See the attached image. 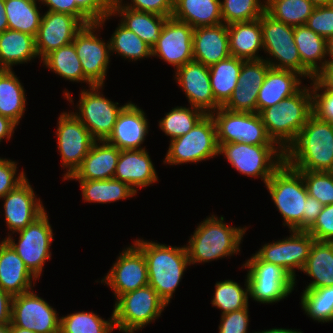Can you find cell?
Listing matches in <instances>:
<instances>
[{"mask_svg": "<svg viewBox=\"0 0 333 333\" xmlns=\"http://www.w3.org/2000/svg\"><path fill=\"white\" fill-rule=\"evenodd\" d=\"M302 271L313 279L304 290L333 286V242L315 240Z\"/></svg>", "mask_w": 333, "mask_h": 333, "instance_id": "obj_33", "label": "cell"}, {"mask_svg": "<svg viewBox=\"0 0 333 333\" xmlns=\"http://www.w3.org/2000/svg\"><path fill=\"white\" fill-rule=\"evenodd\" d=\"M112 16H119L120 23L134 32L151 48L156 44L168 17L125 7H111Z\"/></svg>", "mask_w": 333, "mask_h": 333, "instance_id": "obj_32", "label": "cell"}, {"mask_svg": "<svg viewBox=\"0 0 333 333\" xmlns=\"http://www.w3.org/2000/svg\"><path fill=\"white\" fill-rule=\"evenodd\" d=\"M83 26L75 16L46 11L35 37L38 58L42 60L52 51L72 43L76 33Z\"/></svg>", "mask_w": 333, "mask_h": 333, "instance_id": "obj_20", "label": "cell"}, {"mask_svg": "<svg viewBox=\"0 0 333 333\" xmlns=\"http://www.w3.org/2000/svg\"><path fill=\"white\" fill-rule=\"evenodd\" d=\"M25 91L15 72L0 70V115L11 119L17 125L26 111Z\"/></svg>", "mask_w": 333, "mask_h": 333, "instance_id": "obj_36", "label": "cell"}, {"mask_svg": "<svg viewBox=\"0 0 333 333\" xmlns=\"http://www.w3.org/2000/svg\"><path fill=\"white\" fill-rule=\"evenodd\" d=\"M290 237L264 244L255 255L261 260L284 269L293 279L302 270L315 239L306 230H290Z\"/></svg>", "mask_w": 333, "mask_h": 333, "instance_id": "obj_16", "label": "cell"}, {"mask_svg": "<svg viewBox=\"0 0 333 333\" xmlns=\"http://www.w3.org/2000/svg\"><path fill=\"white\" fill-rule=\"evenodd\" d=\"M231 56L243 60L263 59L258 55L263 49L260 19L227 25Z\"/></svg>", "mask_w": 333, "mask_h": 333, "instance_id": "obj_29", "label": "cell"}, {"mask_svg": "<svg viewBox=\"0 0 333 333\" xmlns=\"http://www.w3.org/2000/svg\"><path fill=\"white\" fill-rule=\"evenodd\" d=\"M134 244L146 259L149 285L168 305L190 265L185 245L169 246L144 239H136Z\"/></svg>", "mask_w": 333, "mask_h": 333, "instance_id": "obj_2", "label": "cell"}, {"mask_svg": "<svg viewBox=\"0 0 333 333\" xmlns=\"http://www.w3.org/2000/svg\"><path fill=\"white\" fill-rule=\"evenodd\" d=\"M297 171L302 175L309 196L324 206L333 204V172Z\"/></svg>", "mask_w": 333, "mask_h": 333, "instance_id": "obj_47", "label": "cell"}, {"mask_svg": "<svg viewBox=\"0 0 333 333\" xmlns=\"http://www.w3.org/2000/svg\"><path fill=\"white\" fill-rule=\"evenodd\" d=\"M115 300L114 326L124 333H135L155 322L167 306L150 285L127 292Z\"/></svg>", "mask_w": 333, "mask_h": 333, "instance_id": "obj_6", "label": "cell"}, {"mask_svg": "<svg viewBox=\"0 0 333 333\" xmlns=\"http://www.w3.org/2000/svg\"><path fill=\"white\" fill-rule=\"evenodd\" d=\"M120 151L106 140L95 141L80 166L67 180L113 179Z\"/></svg>", "mask_w": 333, "mask_h": 333, "instance_id": "obj_26", "label": "cell"}, {"mask_svg": "<svg viewBox=\"0 0 333 333\" xmlns=\"http://www.w3.org/2000/svg\"><path fill=\"white\" fill-rule=\"evenodd\" d=\"M300 305L314 321L333 322V286L303 290Z\"/></svg>", "mask_w": 333, "mask_h": 333, "instance_id": "obj_45", "label": "cell"}, {"mask_svg": "<svg viewBox=\"0 0 333 333\" xmlns=\"http://www.w3.org/2000/svg\"><path fill=\"white\" fill-rule=\"evenodd\" d=\"M249 308L221 315L219 333H248Z\"/></svg>", "mask_w": 333, "mask_h": 333, "instance_id": "obj_55", "label": "cell"}, {"mask_svg": "<svg viewBox=\"0 0 333 333\" xmlns=\"http://www.w3.org/2000/svg\"><path fill=\"white\" fill-rule=\"evenodd\" d=\"M306 231L316 241L333 242V204L323 206L317 219Z\"/></svg>", "mask_w": 333, "mask_h": 333, "instance_id": "obj_52", "label": "cell"}, {"mask_svg": "<svg viewBox=\"0 0 333 333\" xmlns=\"http://www.w3.org/2000/svg\"><path fill=\"white\" fill-rule=\"evenodd\" d=\"M0 333H10V324L0 325Z\"/></svg>", "mask_w": 333, "mask_h": 333, "instance_id": "obj_67", "label": "cell"}, {"mask_svg": "<svg viewBox=\"0 0 333 333\" xmlns=\"http://www.w3.org/2000/svg\"><path fill=\"white\" fill-rule=\"evenodd\" d=\"M175 81L185 92L190 106L205 114L220 108L212 93L209 66L194 60L187 62L175 71Z\"/></svg>", "mask_w": 333, "mask_h": 333, "instance_id": "obj_21", "label": "cell"}, {"mask_svg": "<svg viewBox=\"0 0 333 333\" xmlns=\"http://www.w3.org/2000/svg\"><path fill=\"white\" fill-rule=\"evenodd\" d=\"M193 31L187 23L168 18L152 47V56L163 59L175 70L193 61Z\"/></svg>", "mask_w": 333, "mask_h": 333, "instance_id": "obj_19", "label": "cell"}, {"mask_svg": "<svg viewBox=\"0 0 333 333\" xmlns=\"http://www.w3.org/2000/svg\"><path fill=\"white\" fill-rule=\"evenodd\" d=\"M264 0H222L221 15L224 24L249 22L259 19L265 12Z\"/></svg>", "mask_w": 333, "mask_h": 333, "instance_id": "obj_46", "label": "cell"}, {"mask_svg": "<svg viewBox=\"0 0 333 333\" xmlns=\"http://www.w3.org/2000/svg\"><path fill=\"white\" fill-rule=\"evenodd\" d=\"M59 314L33 289L12 299L11 323L35 333H60Z\"/></svg>", "mask_w": 333, "mask_h": 333, "instance_id": "obj_17", "label": "cell"}, {"mask_svg": "<svg viewBox=\"0 0 333 333\" xmlns=\"http://www.w3.org/2000/svg\"><path fill=\"white\" fill-rule=\"evenodd\" d=\"M284 162L295 170L332 172L333 123L312 114L284 151Z\"/></svg>", "mask_w": 333, "mask_h": 333, "instance_id": "obj_1", "label": "cell"}, {"mask_svg": "<svg viewBox=\"0 0 333 333\" xmlns=\"http://www.w3.org/2000/svg\"><path fill=\"white\" fill-rule=\"evenodd\" d=\"M259 19L263 50L272 57L271 59L266 57L264 60L272 68L293 70L304 78L312 80L315 76L301 63L298 48L294 42V27L276 20L266 11Z\"/></svg>", "mask_w": 333, "mask_h": 333, "instance_id": "obj_7", "label": "cell"}, {"mask_svg": "<svg viewBox=\"0 0 333 333\" xmlns=\"http://www.w3.org/2000/svg\"><path fill=\"white\" fill-rule=\"evenodd\" d=\"M48 217L44 211L31 224L17 231L16 234H19L18 243L11 236L12 233L7 236V242L37 279L43 272L45 262L51 258L50 248L54 234Z\"/></svg>", "mask_w": 333, "mask_h": 333, "instance_id": "obj_12", "label": "cell"}, {"mask_svg": "<svg viewBox=\"0 0 333 333\" xmlns=\"http://www.w3.org/2000/svg\"><path fill=\"white\" fill-rule=\"evenodd\" d=\"M172 17L192 28L221 24V0H174Z\"/></svg>", "mask_w": 333, "mask_h": 333, "instance_id": "obj_31", "label": "cell"}, {"mask_svg": "<svg viewBox=\"0 0 333 333\" xmlns=\"http://www.w3.org/2000/svg\"><path fill=\"white\" fill-rule=\"evenodd\" d=\"M253 333V332H252ZM254 333H303L302 331H298L296 329L292 330V329H286V328H272V329H267V330H263V331H258V332H254Z\"/></svg>", "mask_w": 333, "mask_h": 333, "instance_id": "obj_64", "label": "cell"}, {"mask_svg": "<svg viewBox=\"0 0 333 333\" xmlns=\"http://www.w3.org/2000/svg\"><path fill=\"white\" fill-rule=\"evenodd\" d=\"M315 7L333 4V0H309Z\"/></svg>", "mask_w": 333, "mask_h": 333, "instance_id": "obj_66", "label": "cell"}, {"mask_svg": "<svg viewBox=\"0 0 333 333\" xmlns=\"http://www.w3.org/2000/svg\"><path fill=\"white\" fill-rule=\"evenodd\" d=\"M33 280L37 278L13 247L8 242L4 244L0 249V287L14 297L32 290V284L35 285Z\"/></svg>", "mask_w": 333, "mask_h": 333, "instance_id": "obj_28", "label": "cell"}, {"mask_svg": "<svg viewBox=\"0 0 333 333\" xmlns=\"http://www.w3.org/2000/svg\"><path fill=\"white\" fill-rule=\"evenodd\" d=\"M146 113L131 101L119 113L111 135L106 140L120 150L145 149L141 144L148 134Z\"/></svg>", "mask_w": 333, "mask_h": 333, "instance_id": "obj_23", "label": "cell"}, {"mask_svg": "<svg viewBox=\"0 0 333 333\" xmlns=\"http://www.w3.org/2000/svg\"><path fill=\"white\" fill-rule=\"evenodd\" d=\"M270 67L264 59L243 60L237 87L239 89L259 90Z\"/></svg>", "mask_w": 333, "mask_h": 333, "instance_id": "obj_48", "label": "cell"}, {"mask_svg": "<svg viewBox=\"0 0 333 333\" xmlns=\"http://www.w3.org/2000/svg\"><path fill=\"white\" fill-rule=\"evenodd\" d=\"M57 122V147L62 158V168L68 169L63 176L67 180L80 166L96 140L72 112H63Z\"/></svg>", "mask_w": 333, "mask_h": 333, "instance_id": "obj_15", "label": "cell"}, {"mask_svg": "<svg viewBox=\"0 0 333 333\" xmlns=\"http://www.w3.org/2000/svg\"><path fill=\"white\" fill-rule=\"evenodd\" d=\"M301 78L304 76L296 71L270 67L259 88L257 113L299 92L304 87Z\"/></svg>", "mask_w": 333, "mask_h": 333, "instance_id": "obj_27", "label": "cell"}, {"mask_svg": "<svg viewBox=\"0 0 333 333\" xmlns=\"http://www.w3.org/2000/svg\"><path fill=\"white\" fill-rule=\"evenodd\" d=\"M119 254L107 275L99 281L109 285L116 299L127 292L149 285L147 262L143 252L132 244Z\"/></svg>", "mask_w": 333, "mask_h": 333, "instance_id": "obj_18", "label": "cell"}, {"mask_svg": "<svg viewBox=\"0 0 333 333\" xmlns=\"http://www.w3.org/2000/svg\"><path fill=\"white\" fill-rule=\"evenodd\" d=\"M35 0H5V14L8 29L36 37L43 14H40Z\"/></svg>", "mask_w": 333, "mask_h": 333, "instance_id": "obj_39", "label": "cell"}, {"mask_svg": "<svg viewBox=\"0 0 333 333\" xmlns=\"http://www.w3.org/2000/svg\"><path fill=\"white\" fill-rule=\"evenodd\" d=\"M243 59L229 56L209 66L212 93L216 103L223 107L238 86L239 73Z\"/></svg>", "mask_w": 333, "mask_h": 333, "instance_id": "obj_35", "label": "cell"}, {"mask_svg": "<svg viewBox=\"0 0 333 333\" xmlns=\"http://www.w3.org/2000/svg\"><path fill=\"white\" fill-rule=\"evenodd\" d=\"M10 333H35L29 329H24L21 327L14 326L12 323L10 324Z\"/></svg>", "mask_w": 333, "mask_h": 333, "instance_id": "obj_65", "label": "cell"}, {"mask_svg": "<svg viewBox=\"0 0 333 333\" xmlns=\"http://www.w3.org/2000/svg\"><path fill=\"white\" fill-rule=\"evenodd\" d=\"M245 278L244 287L246 286V288L244 289L239 283L230 279L216 282L215 292L211 303L214 307H217L222 311L221 315L249 306V282L248 278Z\"/></svg>", "mask_w": 333, "mask_h": 333, "instance_id": "obj_41", "label": "cell"}, {"mask_svg": "<svg viewBox=\"0 0 333 333\" xmlns=\"http://www.w3.org/2000/svg\"><path fill=\"white\" fill-rule=\"evenodd\" d=\"M92 21L99 22L111 13V0H71Z\"/></svg>", "mask_w": 333, "mask_h": 333, "instance_id": "obj_56", "label": "cell"}, {"mask_svg": "<svg viewBox=\"0 0 333 333\" xmlns=\"http://www.w3.org/2000/svg\"><path fill=\"white\" fill-rule=\"evenodd\" d=\"M211 116L219 146L228 143L277 145L268 135L259 113L236 112L220 107Z\"/></svg>", "mask_w": 333, "mask_h": 333, "instance_id": "obj_10", "label": "cell"}, {"mask_svg": "<svg viewBox=\"0 0 333 333\" xmlns=\"http://www.w3.org/2000/svg\"><path fill=\"white\" fill-rule=\"evenodd\" d=\"M311 81L313 114L323 121L333 123V91L324 87L315 77Z\"/></svg>", "mask_w": 333, "mask_h": 333, "instance_id": "obj_49", "label": "cell"}, {"mask_svg": "<svg viewBox=\"0 0 333 333\" xmlns=\"http://www.w3.org/2000/svg\"><path fill=\"white\" fill-rule=\"evenodd\" d=\"M241 268H248L250 297L259 303L271 304L285 299L295 287L294 279L280 266L261 261L253 254Z\"/></svg>", "mask_w": 333, "mask_h": 333, "instance_id": "obj_11", "label": "cell"}, {"mask_svg": "<svg viewBox=\"0 0 333 333\" xmlns=\"http://www.w3.org/2000/svg\"><path fill=\"white\" fill-rule=\"evenodd\" d=\"M6 243H7V237L4 238L2 241H0V249H1L2 246H3L4 244H6Z\"/></svg>", "mask_w": 333, "mask_h": 333, "instance_id": "obj_68", "label": "cell"}, {"mask_svg": "<svg viewBox=\"0 0 333 333\" xmlns=\"http://www.w3.org/2000/svg\"><path fill=\"white\" fill-rule=\"evenodd\" d=\"M277 210L283 217V225L290 230H304V211L308 191L302 175L285 162L265 184Z\"/></svg>", "mask_w": 333, "mask_h": 333, "instance_id": "obj_5", "label": "cell"}, {"mask_svg": "<svg viewBox=\"0 0 333 333\" xmlns=\"http://www.w3.org/2000/svg\"><path fill=\"white\" fill-rule=\"evenodd\" d=\"M218 155L215 122L211 114H205L187 134L170 141L163 163H198Z\"/></svg>", "mask_w": 333, "mask_h": 333, "instance_id": "obj_8", "label": "cell"}, {"mask_svg": "<svg viewBox=\"0 0 333 333\" xmlns=\"http://www.w3.org/2000/svg\"><path fill=\"white\" fill-rule=\"evenodd\" d=\"M265 11L286 25H305L315 6L309 0H265Z\"/></svg>", "mask_w": 333, "mask_h": 333, "instance_id": "obj_40", "label": "cell"}, {"mask_svg": "<svg viewBox=\"0 0 333 333\" xmlns=\"http://www.w3.org/2000/svg\"><path fill=\"white\" fill-rule=\"evenodd\" d=\"M306 26L325 39L333 36V4L315 7Z\"/></svg>", "mask_w": 333, "mask_h": 333, "instance_id": "obj_51", "label": "cell"}, {"mask_svg": "<svg viewBox=\"0 0 333 333\" xmlns=\"http://www.w3.org/2000/svg\"><path fill=\"white\" fill-rule=\"evenodd\" d=\"M103 85H93L81 90L79 112H72L89 130L96 141H105L111 135L114 124L122 109L128 104L118 106V102L106 98L102 92Z\"/></svg>", "mask_w": 333, "mask_h": 333, "instance_id": "obj_13", "label": "cell"}, {"mask_svg": "<svg viewBox=\"0 0 333 333\" xmlns=\"http://www.w3.org/2000/svg\"><path fill=\"white\" fill-rule=\"evenodd\" d=\"M259 90L239 89L236 87L223 108L236 111L257 113V98Z\"/></svg>", "mask_w": 333, "mask_h": 333, "instance_id": "obj_53", "label": "cell"}, {"mask_svg": "<svg viewBox=\"0 0 333 333\" xmlns=\"http://www.w3.org/2000/svg\"><path fill=\"white\" fill-rule=\"evenodd\" d=\"M221 154L239 173L261 178L264 184L284 163V151L278 145L221 144L219 155Z\"/></svg>", "mask_w": 333, "mask_h": 333, "instance_id": "obj_9", "label": "cell"}, {"mask_svg": "<svg viewBox=\"0 0 333 333\" xmlns=\"http://www.w3.org/2000/svg\"><path fill=\"white\" fill-rule=\"evenodd\" d=\"M323 206L316 198L308 195L304 211V230H307L314 223L321 213Z\"/></svg>", "mask_w": 333, "mask_h": 333, "instance_id": "obj_58", "label": "cell"}, {"mask_svg": "<svg viewBox=\"0 0 333 333\" xmlns=\"http://www.w3.org/2000/svg\"><path fill=\"white\" fill-rule=\"evenodd\" d=\"M326 58V64L333 63V36L326 39Z\"/></svg>", "mask_w": 333, "mask_h": 333, "instance_id": "obj_63", "label": "cell"}, {"mask_svg": "<svg viewBox=\"0 0 333 333\" xmlns=\"http://www.w3.org/2000/svg\"><path fill=\"white\" fill-rule=\"evenodd\" d=\"M113 178L127 183L136 193L138 188L158 182L156 170L146 149L121 150Z\"/></svg>", "mask_w": 333, "mask_h": 333, "instance_id": "obj_24", "label": "cell"}, {"mask_svg": "<svg viewBox=\"0 0 333 333\" xmlns=\"http://www.w3.org/2000/svg\"><path fill=\"white\" fill-rule=\"evenodd\" d=\"M315 78L326 88L333 91V63L326 66L315 76Z\"/></svg>", "mask_w": 333, "mask_h": 333, "instance_id": "obj_60", "label": "cell"}, {"mask_svg": "<svg viewBox=\"0 0 333 333\" xmlns=\"http://www.w3.org/2000/svg\"><path fill=\"white\" fill-rule=\"evenodd\" d=\"M8 29V21L5 14V0H0V33Z\"/></svg>", "mask_w": 333, "mask_h": 333, "instance_id": "obj_62", "label": "cell"}, {"mask_svg": "<svg viewBox=\"0 0 333 333\" xmlns=\"http://www.w3.org/2000/svg\"><path fill=\"white\" fill-rule=\"evenodd\" d=\"M36 57L34 36L11 29L0 33V69L13 70L12 66L28 63Z\"/></svg>", "mask_w": 333, "mask_h": 333, "instance_id": "obj_30", "label": "cell"}, {"mask_svg": "<svg viewBox=\"0 0 333 333\" xmlns=\"http://www.w3.org/2000/svg\"><path fill=\"white\" fill-rule=\"evenodd\" d=\"M160 119L159 127L170 141L187 134L205 113L195 107L177 106Z\"/></svg>", "mask_w": 333, "mask_h": 333, "instance_id": "obj_44", "label": "cell"}, {"mask_svg": "<svg viewBox=\"0 0 333 333\" xmlns=\"http://www.w3.org/2000/svg\"><path fill=\"white\" fill-rule=\"evenodd\" d=\"M231 56L227 24L201 26L193 31V60L206 66Z\"/></svg>", "mask_w": 333, "mask_h": 333, "instance_id": "obj_25", "label": "cell"}, {"mask_svg": "<svg viewBox=\"0 0 333 333\" xmlns=\"http://www.w3.org/2000/svg\"><path fill=\"white\" fill-rule=\"evenodd\" d=\"M50 71L71 82H86L93 84L84 76L80 59L76 53L74 43L62 46L46 55L41 61Z\"/></svg>", "mask_w": 333, "mask_h": 333, "instance_id": "obj_38", "label": "cell"}, {"mask_svg": "<svg viewBox=\"0 0 333 333\" xmlns=\"http://www.w3.org/2000/svg\"><path fill=\"white\" fill-rule=\"evenodd\" d=\"M111 0V7H125L138 11L155 13L164 17H172L174 11V0Z\"/></svg>", "mask_w": 333, "mask_h": 333, "instance_id": "obj_50", "label": "cell"}, {"mask_svg": "<svg viewBox=\"0 0 333 333\" xmlns=\"http://www.w3.org/2000/svg\"><path fill=\"white\" fill-rule=\"evenodd\" d=\"M48 7L47 11L67 13L75 16L83 25L93 23L71 0H39Z\"/></svg>", "mask_w": 333, "mask_h": 333, "instance_id": "obj_57", "label": "cell"}, {"mask_svg": "<svg viewBox=\"0 0 333 333\" xmlns=\"http://www.w3.org/2000/svg\"><path fill=\"white\" fill-rule=\"evenodd\" d=\"M17 124L11 119L0 115V142L4 139L10 140L14 134Z\"/></svg>", "mask_w": 333, "mask_h": 333, "instance_id": "obj_61", "label": "cell"}, {"mask_svg": "<svg viewBox=\"0 0 333 333\" xmlns=\"http://www.w3.org/2000/svg\"><path fill=\"white\" fill-rule=\"evenodd\" d=\"M105 320L92 312H74L60 317V333H112L115 329L113 312Z\"/></svg>", "mask_w": 333, "mask_h": 333, "instance_id": "obj_43", "label": "cell"}, {"mask_svg": "<svg viewBox=\"0 0 333 333\" xmlns=\"http://www.w3.org/2000/svg\"><path fill=\"white\" fill-rule=\"evenodd\" d=\"M13 297L0 287V325L11 324Z\"/></svg>", "mask_w": 333, "mask_h": 333, "instance_id": "obj_59", "label": "cell"}, {"mask_svg": "<svg viewBox=\"0 0 333 333\" xmlns=\"http://www.w3.org/2000/svg\"><path fill=\"white\" fill-rule=\"evenodd\" d=\"M28 181L26 178L1 198L5 201L3 203L4 220L13 235L31 224L45 211L42 201L40 198L37 199L36 193Z\"/></svg>", "mask_w": 333, "mask_h": 333, "instance_id": "obj_22", "label": "cell"}, {"mask_svg": "<svg viewBox=\"0 0 333 333\" xmlns=\"http://www.w3.org/2000/svg\"><path fill=\"white\" fill-rule=\"evenodd\" d=\"M108 14L99 22L84 25L75 35L73 43L80 59L84 76L93 85H103L110 62L109 40L104 42L95 31L102 29L106 20L111 19ZM95 33V34H94Z\"/></svg>", "mask_w": 333, "mask_h": 333, "instance_id": "obj_14", "label": "cell"}, {"mask_svg": "<svg viewBox=\"0 0 333 333\" xmlns=\"http://www.w3.org/2000/svg\"><path fill=\"white\" fill-rule=\"evenodd\" d=\"M17 168L15 161L0 158V199L26 179L24 170L16 176Z\"/></svg>", "mask_w": 333, "mask_h": 333, "instance_id": "obj_54", "label": "cell"}, {"mask_svg": "<svg viewBox=\"0 0 333 333\" xmlns=\"http://www.w3.org/2000/svg\"><path fill=\"white\" fill-rule=\"evenodd\" d=\"M224 222L223 216L211 215L197 226L185 245L190 265L231 257L240 252L247 227H234Z\"/></svg>", "mask_w": 333, "mask_h": 333, "instance_id": "obj_3", "label": "cell"}, {"mask_svg": "<svg viewBox=\"0 0 333 333\" xmlns=\"http://www.w3.org/2000/svg\"><path fill=\"white\" fill-rule=\"evenodd\" d=\"M312 114V93L307 86L259 113L268 135L283 151L296 139Z\"/></svg>", "mask_w": 333, "mask_h": 333, "instance_id": "obj_4", "label": "cell"}, {"mask_svg": "<svg viewBox=\"0 0 333 333\" xmlns=\"http://www.w3.org/2000/svg\"><path fill=\"white\" fill-rule=\"evenodd\" d=\"M294 42L301 63L316 76L326 66V39L305 24L294 27Z\"/></svg>", "mask_w": 333, "mask_h": 333, "instance_id": "obj_34", "label": "cell"}, {"mask_svg": "<svg viewBox=\"0 0 333 333\" xmlns=\"http://www.w3.org/2000/svg\"><path fill=\"white\" fill-rule=\"evenodd\" d=\"M109 40L110 52L117 53L129 61L152 57V48L121 23L118 24Z\"/></svg>", "mask_w": 333, "mask_h": 333, "instance_id": "obj_42", "label": "cell"}, {"mask_svg": "<svg viewBox=\"0 0 333 333\" xmlns=\"http://www.w3.org/2000/svg\"><path fill=\"white\" fill-rule=\"evenodd\" d=\"M76 181L80 183L83 200L89 203L106 204L131 198L137 194L127 183L114 178Z\"/></svg>", "mask_w": 333, "mask_h": 333, "instance_id": "obj_37", "label": "cell"}]
</instances>
